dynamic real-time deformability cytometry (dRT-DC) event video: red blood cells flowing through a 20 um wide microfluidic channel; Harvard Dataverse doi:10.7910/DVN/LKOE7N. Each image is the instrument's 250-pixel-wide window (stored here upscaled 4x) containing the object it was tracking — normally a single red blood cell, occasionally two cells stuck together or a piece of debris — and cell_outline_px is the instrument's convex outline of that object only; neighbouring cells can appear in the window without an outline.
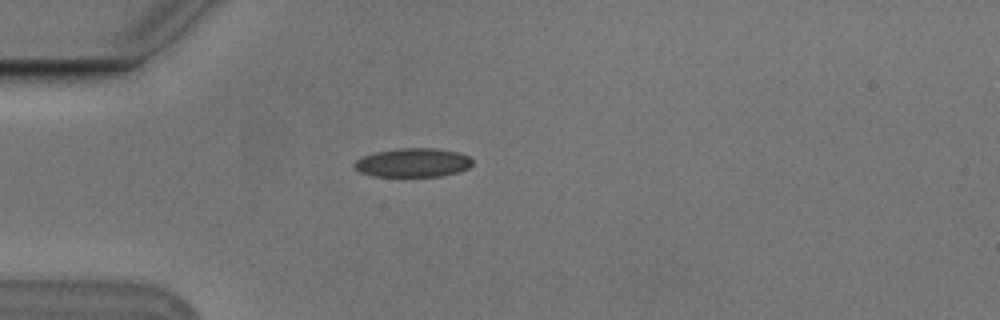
{"species": "Egyptian fruit bat (a non-hibernating species)", "species_latin": "Rousettus aegyptiacus", "temperature_condition": "cold", "stored_images_in_passage": 2, "camera_frame_rate_fps": 3000, "um_per_image_px": 0.085, "animal": {"sex": "male"}, "frame": {"image": 1, "passage_image": 1, "time_ms": 0.0, "image_size_px": [1000, 320], "cell_outline_px": [[472, 164], [468, 168], [456, 172], [440, 176], [372, 176], [360, 172], [352, 164], [356, 160], [364, 156], [376, 152], [396, 148], [436, 148], [460, 152], [468, 156], [472, 160]], "centroid_in_image_um": [35.1, 13.81], "position_along_channel_um": 49.9, "area_um2": 19.83}}